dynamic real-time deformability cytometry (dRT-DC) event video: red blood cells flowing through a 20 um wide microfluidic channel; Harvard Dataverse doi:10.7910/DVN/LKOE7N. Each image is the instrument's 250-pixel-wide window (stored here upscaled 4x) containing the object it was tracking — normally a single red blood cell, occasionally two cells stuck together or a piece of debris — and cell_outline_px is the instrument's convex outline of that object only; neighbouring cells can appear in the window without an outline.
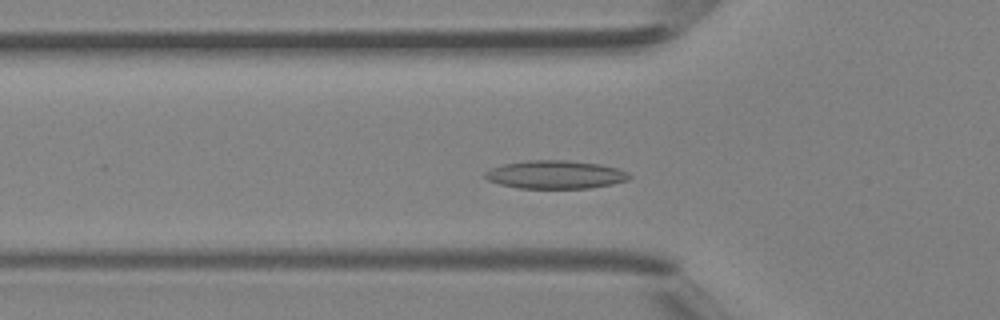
{"species": "Egyptian fruit bat (a non-hibernating species)", "species_latin": "Rousettus aegyptiacus", "temperature_condition": "room temperature", "stored_images_in_passage": 28, "camera_frame_rate_fps": 3000, "um_per_image_px": 0.085, "animal": {"sex": "female"}, "frame": {"image": 1, "passage_image": 5, "time_ms": 1.333, "image_size_px": [1000, 320], "cell_outline_px": [[632, 176], [628, 180], [612, 184], [588, 188], [520, 188], [500, 184], [488, 180], [484, 176], [484, 172], [492, 168], [504, 164], [528, 160], [568, 160], [600, 164], [620, 168], [628, 172]], "centroid_in_image_um": [47.25, 14.83], "position_along_channel_um": 78.6, "area_um2": 23.76}}
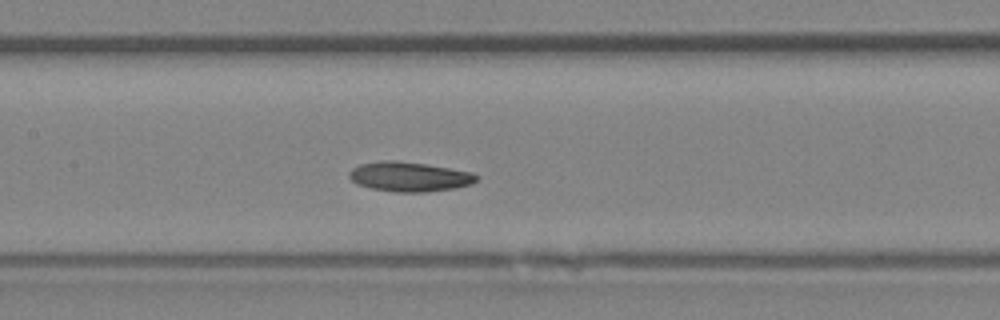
{"frame": {"image": 2, "passage_image": 11, "time_ms": 3.333, "image_size_px": [1000, 320], "cell_outline_px": [[480, 176], [472, 184], [456, 188], [424, 192], [396, 192], [372, 188], [356, 184], [348, 176], [348, 172], [352, 168], [360, 164], [384, 160], [392, 160], [424, 164], [472, 172]], "centroid_in_image_um": [34.79, 15.02], "position_along_channel_um": 172.6, "area_um2": 21.91}}
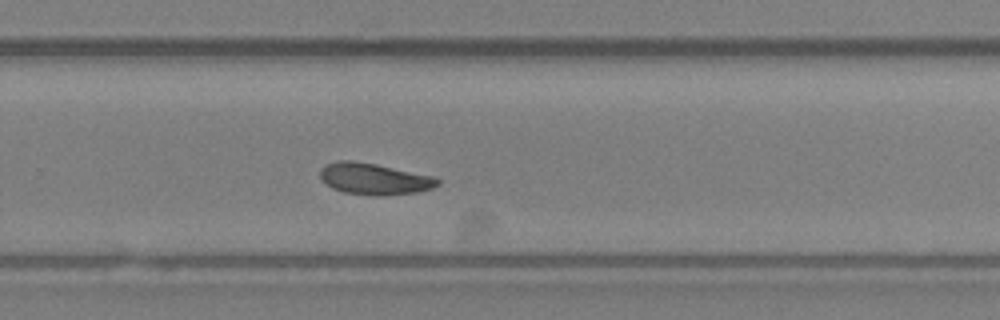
{"frame": {"image": 3, "passage_image": 19, "time_ms": 6.0, "image_size_px": [1000, 320], "cell_outline_px": [[440, 184], [432, 188], [416, 192], [384, 196], [376, 196], [344, 192], [332, 188], [320, 176], [320, 168], [328, 164], [340, 160], [352, 160], [376, 164], [432, 176], [440, 180]], "centroid_in_image_um": [31.82, 15.21], "position_along_channel_um": 298.0, "area_um2": 21.33}}